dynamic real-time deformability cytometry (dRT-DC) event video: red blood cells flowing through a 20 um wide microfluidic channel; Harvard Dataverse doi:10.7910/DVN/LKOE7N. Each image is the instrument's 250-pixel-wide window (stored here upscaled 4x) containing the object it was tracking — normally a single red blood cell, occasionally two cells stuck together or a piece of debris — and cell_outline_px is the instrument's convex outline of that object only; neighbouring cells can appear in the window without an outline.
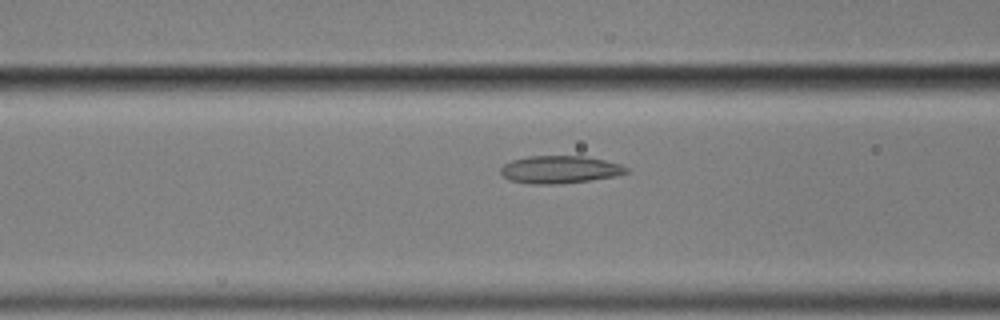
{"species": "common noctule bat (a hibernating species)", "species_latin": "Nyctalus noctula", "temperature_condition": "cold", "stored_images_in_passage": 52, "camera_frame_rate_fps": 3000, "um_per_image_px": 0.085, "animal": {"sex": "male", "body_mass_g": 17.9}, "frame": {"image": 1, "passage_image": 17, "time_ms": 5.333, "image_size_px": [1000, 320], "cell_outline_px": [[628, 172], [616, 176], [560, 184], [532, 184], [508, 180], [500, 172], [500, 168], [504, 164], [512, 160], [528, 156], [584, 156], [604, 160], [620, 164], [628, 168]], "centroid_in_image_um": [47.56, 14.41], "position_along_channel_um": 119.0, "area_um2": 20.17}}
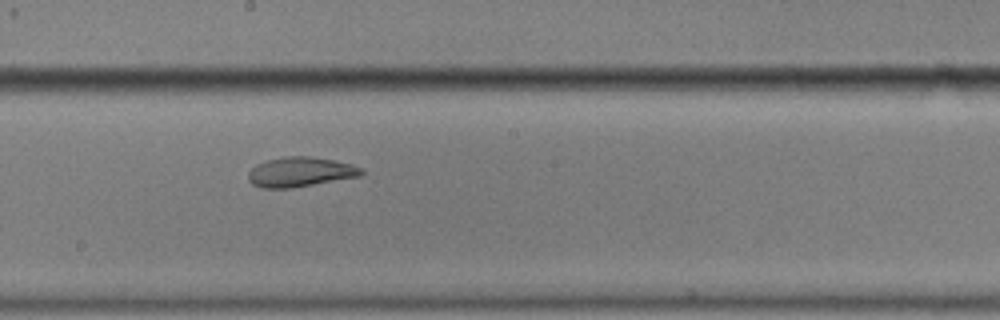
{"frame": {"image": 2, "passage_image": 26, "time_ms": 8.333, "image_size_px": [1000, 320], "cell_outline_px": [[364, 172], [360, 176], [292, 188], [260, 188], [252, 184], [248, 180], [248, 172], [256, 164], [268, 160], [284, 156], [312, 156], [336, 160], [352, 164], [360, 168]], "centroid_in_image_um": [25.5, 14.61], "position_along_channel_um": 222.7, "area_um2": 19.71}}
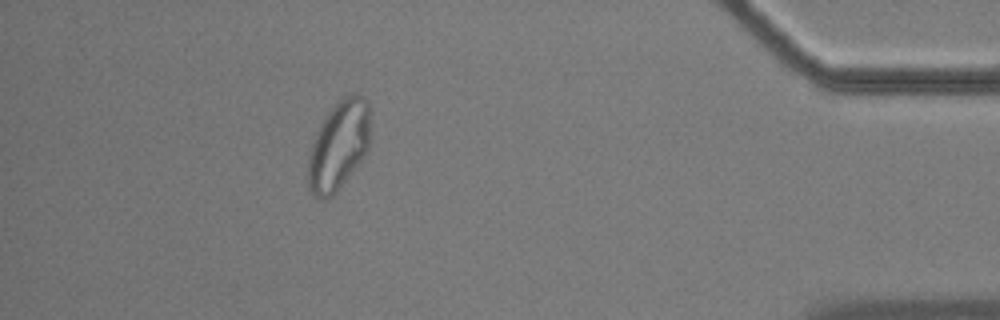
{"frame": {"image": 3, "passage_image": 46, "time_ms": 15.0, "image_size_px": [1000, 320], "cell_outline_px": [[368, 152], [336, 192], [332, 196], [324, 200], [320, 200], [312, 192], [308, 184], [308, 156], [316, 132], [328, 112], [344, 96], [352, 92], [364, 96], [368, 104]], "centroid_in_image_um": [28.78, 12.38], "position_along_channel_um": 406.4, "area_um2": 31.96}, "authors_computed_cell_mechanics": {"area_um2": 21.5883, "velocity_mm_per_s": 3.455, "shape_relaxation_time_tau1_ms": null, "shape_relaxation_time_tau2_ms": 1.7537, "deformation_change_tau1": null, "deformation_change_tau2": 0.0664}}